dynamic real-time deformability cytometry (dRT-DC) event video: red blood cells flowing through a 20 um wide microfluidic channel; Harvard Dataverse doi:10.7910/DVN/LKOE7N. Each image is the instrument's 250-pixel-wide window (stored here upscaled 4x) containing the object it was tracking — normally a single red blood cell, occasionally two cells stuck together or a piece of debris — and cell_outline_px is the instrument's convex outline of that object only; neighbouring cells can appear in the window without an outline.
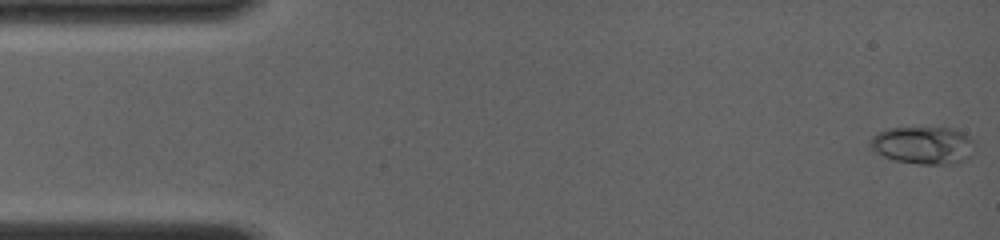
{"species": "common noctule bat (a hibernating species)", "species_latin": "Nyctalus noctula", "temperature_condition": "room temperature", "stored_images_in_passage": 6, "camera_frame_rate_fps": 4000, "um_per_image_px": 0.085, "animal": {"sex": "female", "body_mass_g": 19.0, "forearm_length_mm": 56.7}, "frame": {"image": 1, "passage_image": 1, "time_ms": 0.0, "image_size_px": [1000, 240], "cell_outline_px": [[972, 156], [968, 160], [956, 164], [916, 164], [896, 160], [884, 156], [876, 152], [868, 144], [868, 140], [872, 136], [888, 128], [952, 128], [964, 132], [972, 140]], "centroid_in_image_um": [78.49, 12.36], "position_along_channel_um": 6.5, "area_um2": 23.0}}
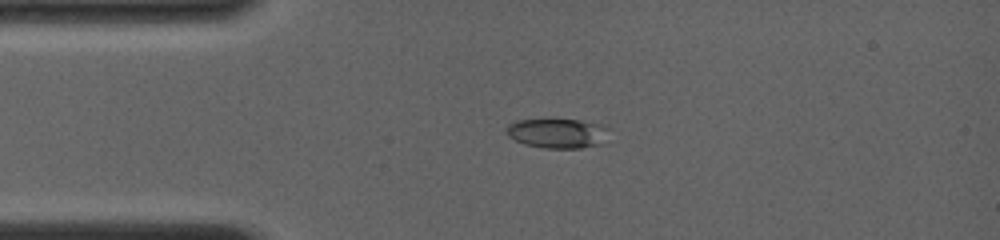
{"frame": {"image": 2, "passage_image": 5, "time_ms": 3.25, "image_size_px": [1000, 240], "cell_outline_px": [[608, 128], [600, 144], [580, 148], [544, 148], [524, 144], [508, 136], [504, 132], [504, 128], [508, 124], [516, 120], [580, 120], [604, 124]], "centroid_in_image_um": [47.32, 11.32], "position_along_channel_um": 37.7, "area_um2": 17.63}}